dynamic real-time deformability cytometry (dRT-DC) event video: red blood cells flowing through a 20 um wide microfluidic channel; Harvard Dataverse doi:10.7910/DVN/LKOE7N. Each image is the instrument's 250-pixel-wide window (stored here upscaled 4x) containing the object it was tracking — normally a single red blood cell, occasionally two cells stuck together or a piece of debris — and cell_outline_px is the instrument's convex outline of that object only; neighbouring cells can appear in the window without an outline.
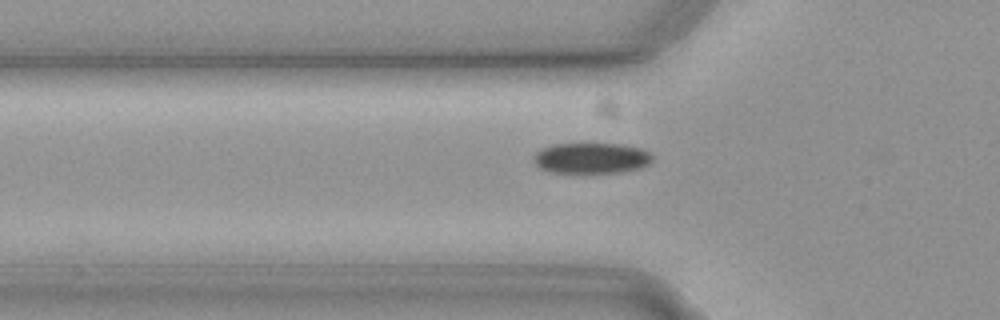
{"species": "common noctule bat (a hibernating species)", "species_latin": "Nyctalus noctula", "temperature_condition": "cold", "stored_images_in_passage": 57, "segment_of_instrument_passage": [1, 2], "camera_frame_rate_fps": 3000, "um_per_image_px": 0.085, "animal": {"sex": "female", "body_mass_g": 19.3, "forearm_length_mm": 54.1}, "frame": {"image": 1, "passage_image": 19, "time_ms": 6.0, "image_size_px": [1000, 320], "cell_outline_px": [[652, 160], [648, 164], [640, 168], [624, 172], [552, 172], [540, 168], [532, 160], [536, 152], [540, 148], [552, 144], [624, 144], [640, 148], [648, 152], [652, 156]], "centroid_in_image_um": [50.25, 13.43], "position_along_channel_um": 75.5, "area_um2": 21.21}}
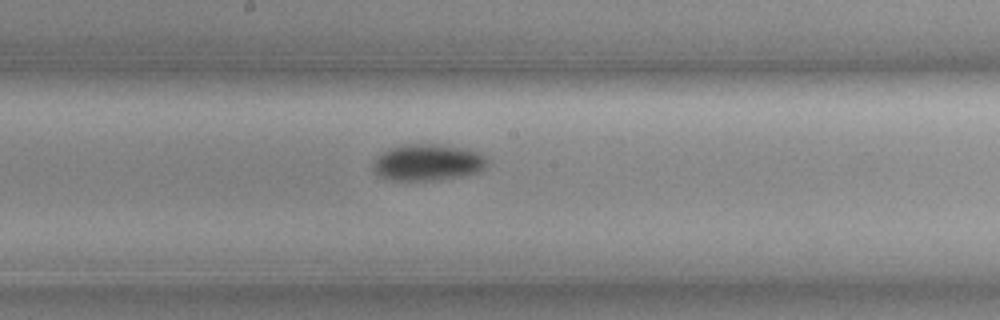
{"frame": {"image": 2, "passage_image": 30, "time_ms": 9.667, "image_size_px": [1000, 320], "cell_outline_px": [[484, 164], [476, 172], [460, 176], [428, 180], [396, 180], [376, 176], [372, 168], [372, 164], [380, 152], [388, 148], [400, 144], [436, 144], [468, 148], [484, 156]], "centroid_in_image_um": [36.22, 13.78], "position_along_channel_um": 212.0, "area_um2": 24.04}}
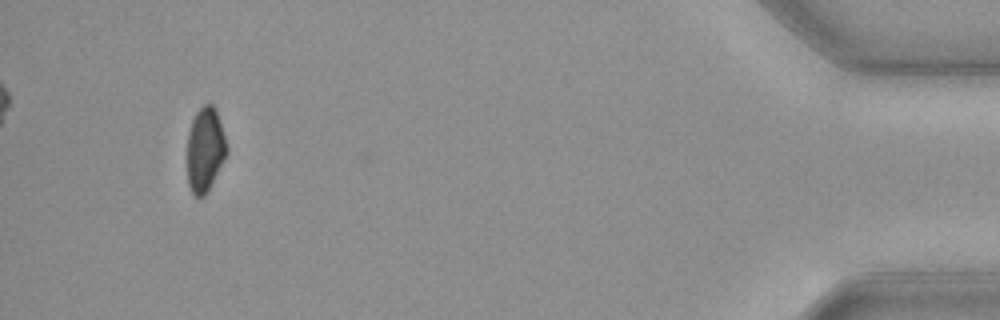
{"frame": {"image": 3, "passage_image": 53, "time_ms": 17.333, "image_size_px": [1000, 320], "cell_outline_px": [[228, 152], [208, 192], [204, 196], [196, 196], [192, 192], [188, 184], [188, 132], [192, 120], [196, 112], [204, 104], [212, 104], [216, 108], [228, 148]], "centroid_in_image_um": [17.45, 12.71], "position_along_channel_um": 417.8, "area_um2": 19.42}}